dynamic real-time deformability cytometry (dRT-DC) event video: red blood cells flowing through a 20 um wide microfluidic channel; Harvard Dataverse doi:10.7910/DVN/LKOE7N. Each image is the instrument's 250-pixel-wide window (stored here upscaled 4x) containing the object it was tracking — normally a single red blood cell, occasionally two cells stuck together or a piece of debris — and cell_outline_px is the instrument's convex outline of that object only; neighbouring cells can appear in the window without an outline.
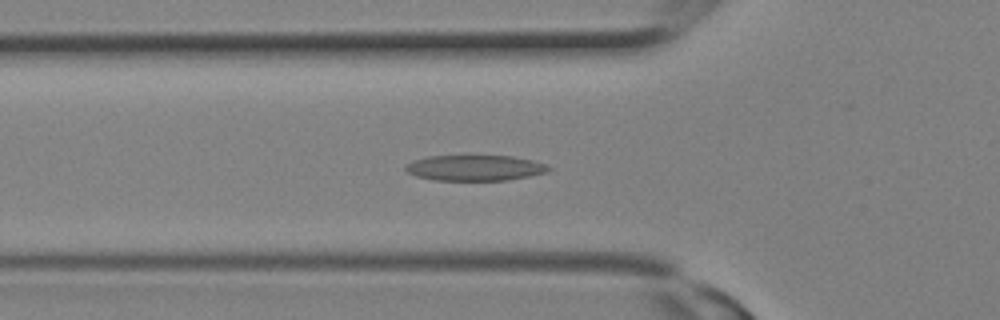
{"species": "Egyptian fruit bat (a non-hibernating species)", "species_latin": "Rousettus aegyptiacus", "temperature_condition": "room temperature", "stored_images_in_passage": 18, "camera_frame_rate_fps": 3000, "um_per_image_px": 0.085, "animal": {"sex": "female"}, "frame": {"image": 1, "passage_image": 9, "time_ms": 2.667, "image_size_px": [1000, 320], "cell_outline_px": [[552, 168], [548, 172], [508, 180], [436, 180], [416, 176], [408, 172], [404, 168], [404, 164], [412, 160], [428, 156], [512, 156], [532, 160], [544, 164]], "centroid_in_image_um": [40.34, 14.27], "position_along_channel_um": 85.5, "area_um2": 21.33}}
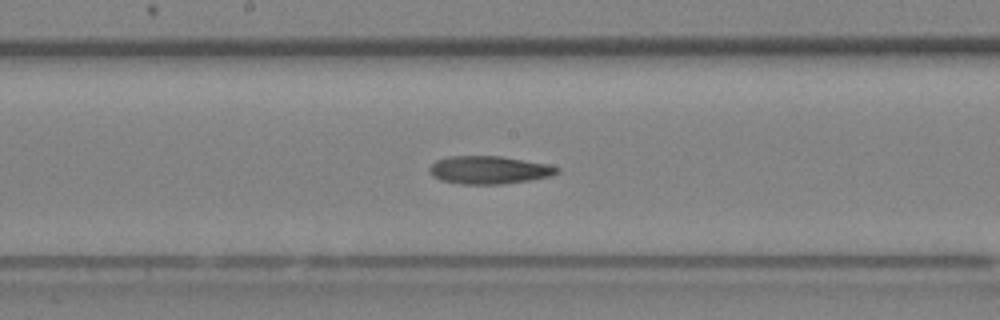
{"frame": {"image": 2, "passage_image": 14, "time_ms": 4.333, "image_size_px": [1000, 320], "cell_outline_px": [[560, 172], [552, 176], [532, 180], [500, 184], [460, 184], [440, 180], [432, 176], [428, 172], [428, 168], [436, 160], [448, 156], [500, 156], [548, 164], [560, 168]], "centroid_in_image_um": [41.56, 14.45], "position_along_channel_um": 206.6, "area_um2": 20.98}}
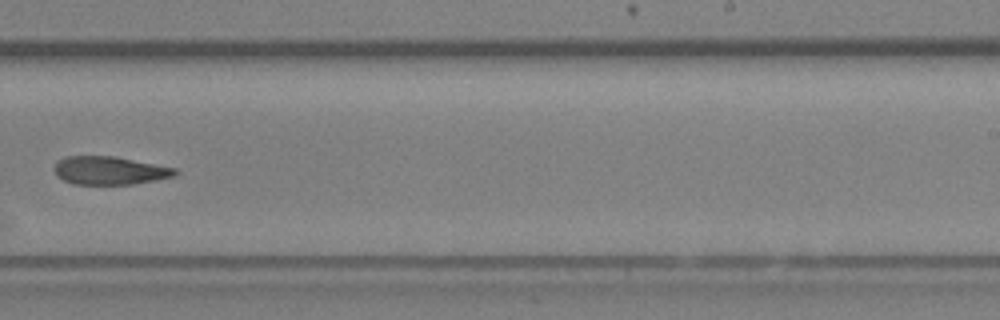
{"frame": {"image": 3, "passage_image": 17, "time_ms": 5.333, "image_size_px": [1000, 320], "cell_outline_px": [[180, 172], [176, 176], [156, 180], [132, 184], [76, 184], [64, 180], [56, 176], [52, 168], [64, 156], [116, 156], [176, 168]], "centroid_in_image_um": [9.34, 14.49], "position_along_channel_um": 279.7, "area_um2": 20.0}}